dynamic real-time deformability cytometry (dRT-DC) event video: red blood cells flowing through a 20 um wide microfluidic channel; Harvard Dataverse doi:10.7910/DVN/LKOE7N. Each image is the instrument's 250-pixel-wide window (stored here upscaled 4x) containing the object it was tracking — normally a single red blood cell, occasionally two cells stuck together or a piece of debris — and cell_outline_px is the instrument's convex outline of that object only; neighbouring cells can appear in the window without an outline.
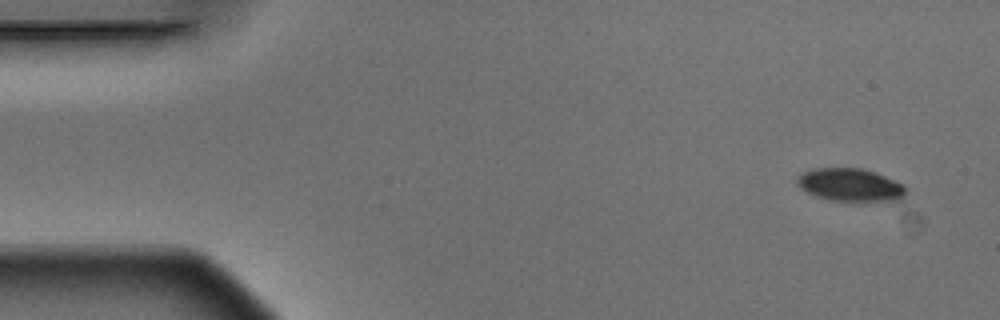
{"species": "Egyptian fruit bat (a non-hibernating species)", "species_latin": "Rousettus aegyptiacus", "temperature_condition": "warm", "stored_images_in_passage": 4, "camera_frame_rate_fps": 3000, "um_per_image_px": 0.085, "animal": {"sex": "male"}, "frame": {"image": 1, "passage_image": 1, "time_ms": 0.0, "image_size_px": [1000, 320], "cell_outline_px": [[904, 196], [900, 200], [832, 200], [816, 196], [800, 188], [796, 184], [796, 180], [804, 172], [812, 168], [860, 168], [876, 172], [904, 184]], "centroid_in_image_um": [72.26, 15.69], "position_along_channel_um": 12.7, "area_um2": 20.52}}
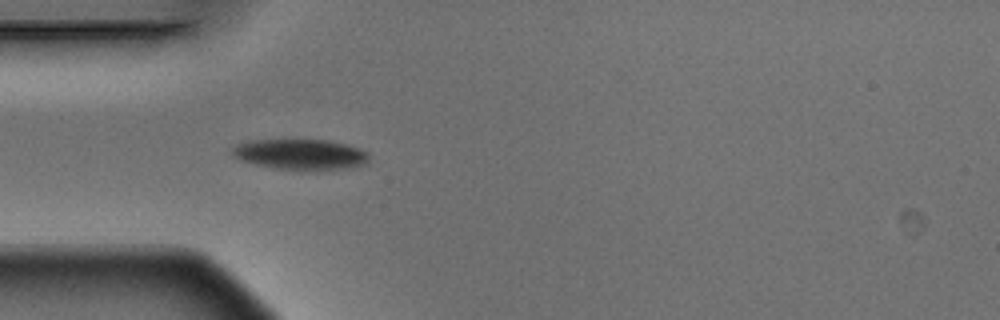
{"frame": {"image": 2, "passage_image": 4, "time_ms": 1.0, "image_size_px": [1000, 320], "cell_outline_px": [[368, 164], [344, 168], [316, 172], [276, 168], [256, 164], [240, 160], [232, 156], [232, 148], [236, 144], [248, 140], [328, 140], [360, 148], [368, 152]], "centroid_in_image_um": [25.55, 13.14], "position_along_channel_um": 59.4, "area_um2": 24.74}}